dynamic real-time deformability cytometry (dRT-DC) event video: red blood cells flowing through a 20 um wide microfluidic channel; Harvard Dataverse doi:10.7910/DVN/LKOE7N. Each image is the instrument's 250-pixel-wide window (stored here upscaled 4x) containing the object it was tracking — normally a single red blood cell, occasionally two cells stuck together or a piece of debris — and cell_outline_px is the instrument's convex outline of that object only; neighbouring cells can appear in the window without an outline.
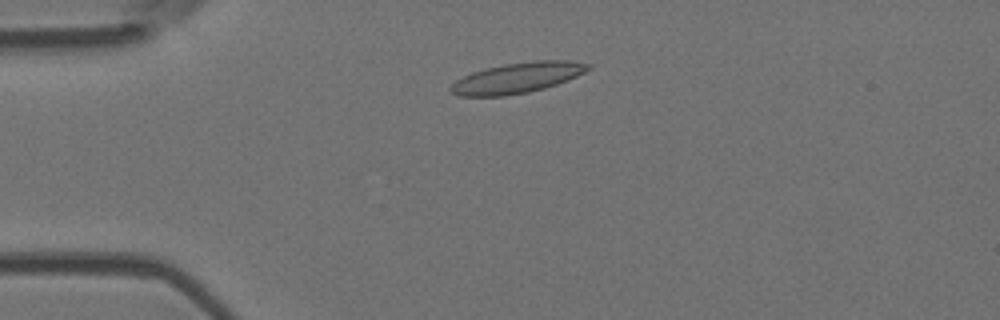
{"species": "Egyptian fruit bat (a non-hibernating species)", "species_latin": "Rousettus aegyptiacus", "temperature_condition": "room temperature", "stored_images_in_passage": 7, "camera_frame_rate_fps": 3000, "um_per_image_px": 0.085, "animal": {"sex": "female"}, "frame": {"image": 1, "passage_image": 1, "time_ms": 0.0, "image_size_px": [1000, 320], "cell_outline_px": [[592, 68], [568, 80], [544, 88], [528, 92], [504, 96], [460, 96], [452, 92], [448, 88], [456, 80], [472, 72], [504, 64], [532, 60], [572, 60], [592, 64]], "centroid_in_image_um": [44.01, 6.6], "position_along_channel_um": 41.0, "area_um2": 24.45}}
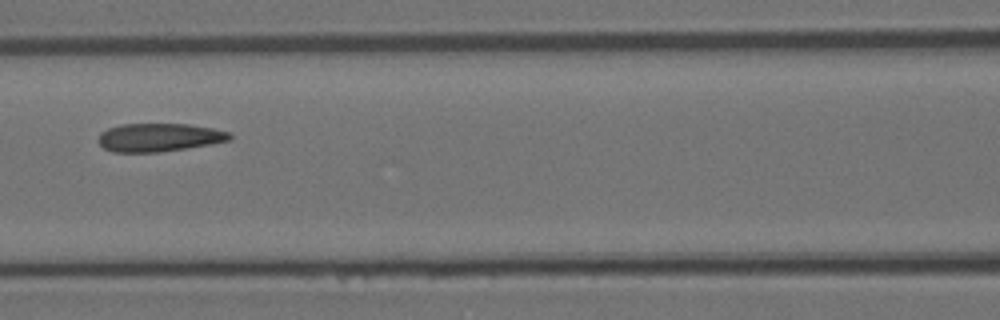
{"frame": {"image": 2, "passage_image": 4, "time_ms": 3.667, "image_size_px": [1000, 320], "cell_outline_px": [[232, 140], [212, 144], [160, 152], [112, 152], [104, 148], [100, 144], [100, 132], [108, 128], [120, 124], [188, 124], [212, 128], [228, 132], [232, 136]], "centroid_in_image_um": [13.54, 11.68], "position_along_channel_um": 153.1, "area_um2": 21.62}}
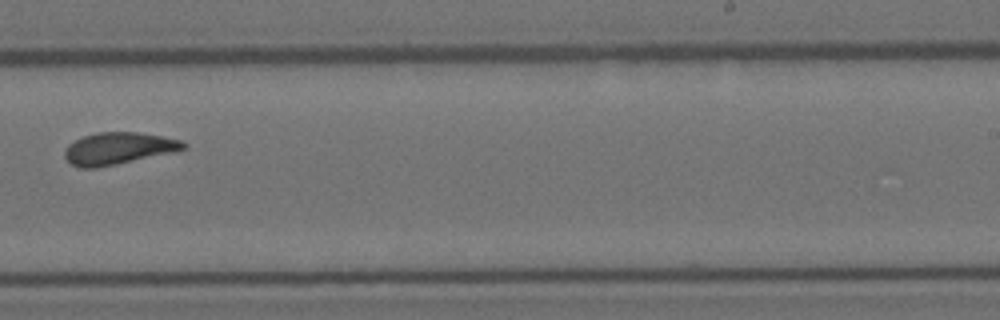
{"frame": {"image": 3, "passage_image": 7, "time_ms": 7.0, "image_size_px": [1000, 320], "cell_outline_px": [[188, 144], [184, 148], [176, 152], [96, 168], [80, 168], [72, 164], [64, 156], [64, 152], [68, 144], [84, 136], [96, 132], [136, 132], [160, 136], [180, 140]], "centroid_in_image_um": [10.06, 12.62], "position_along_channel_um": 278.9, "area_um2": 22.02}}